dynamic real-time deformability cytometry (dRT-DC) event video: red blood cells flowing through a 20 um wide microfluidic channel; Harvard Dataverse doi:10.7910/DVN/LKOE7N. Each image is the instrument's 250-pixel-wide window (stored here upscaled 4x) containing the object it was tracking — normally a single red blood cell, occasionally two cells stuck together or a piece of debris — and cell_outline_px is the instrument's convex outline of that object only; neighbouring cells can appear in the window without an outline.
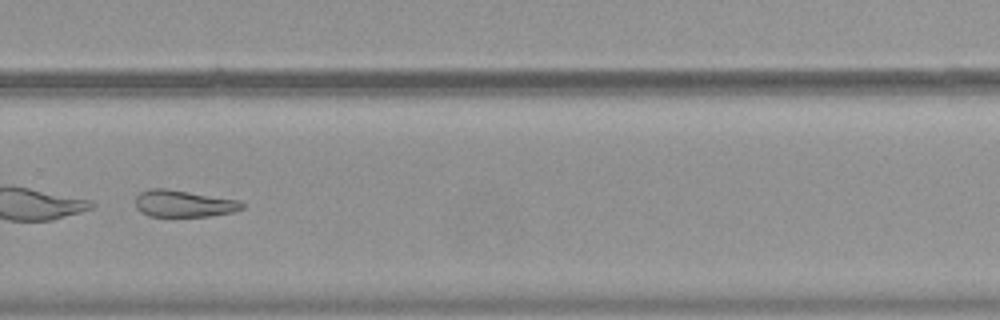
{"species": "common noctule bat (a hibernating species)", "species_latin": "Nyctalus noctula", "temperature_condition": "warm", "stored_images_in_passage": 53, "camera_frame_rate_fps": 3000, "um_per_image_px": 0.085, "animal": {"sex": "female", "body_mass_g": 19.9}, "frame": {"image": 1, "passage_image": 38, "time_ms": 12.333, "image_size_px": [1000, 320], "cell_outline_px": [[244, 208], [232, 212], [208, 216], [148, 216], [140, 212], [136, 208], [136, 196], [140, 192], [152, 188], [164, 188], [240, 200], [244, 204]], "centroid_in_image_um": [15.6, 17.3], "position_along_channel_um": 314.2, "area_um2": 16.65}}